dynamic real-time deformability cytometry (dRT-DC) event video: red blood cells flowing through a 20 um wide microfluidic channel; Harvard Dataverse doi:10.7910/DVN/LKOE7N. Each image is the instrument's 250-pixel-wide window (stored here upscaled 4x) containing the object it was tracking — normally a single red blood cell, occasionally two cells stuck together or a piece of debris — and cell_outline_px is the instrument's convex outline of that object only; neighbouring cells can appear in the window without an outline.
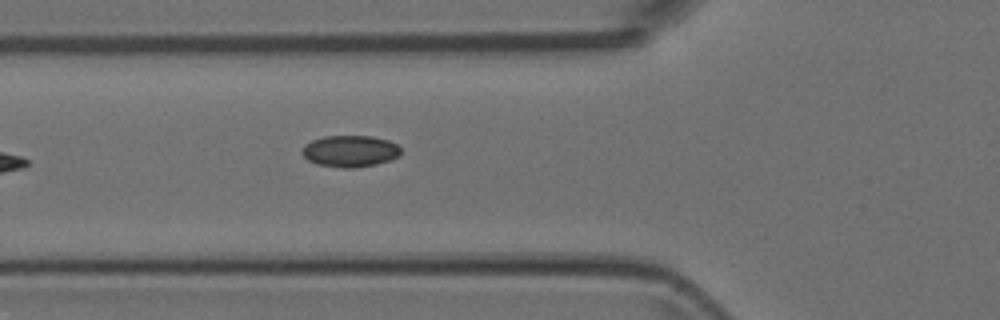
{"species": "Egyptian fruit bat (a non-hibernating species)", "species_latin": "Rousettus aegyptiacus", "temperature_condition": "room temperature", "stored_images_in_passage": 6, "camera_frame_rate_fps": 3000, "um_per_image_px": 0.085, "animal": {"sex": "female"}, "frame": {"image": 1, "passage_image": 6, "time_ms": 1.667, "image_size_px": [1000, 320], "cell_outline_px": [[400, 156], [392, 160], [376, 164], [356, 168], [344, 168], [316, 164], [308, 160], [304, 156], [304, 144], [312, 140], [324, 136], [372, 136], [388, 140], [396, 144], [400, 148]], "centroid_in_image_um": [29.79, 12.85], "position_along_channel_um": 96.0, "area_um2": 18.21}}